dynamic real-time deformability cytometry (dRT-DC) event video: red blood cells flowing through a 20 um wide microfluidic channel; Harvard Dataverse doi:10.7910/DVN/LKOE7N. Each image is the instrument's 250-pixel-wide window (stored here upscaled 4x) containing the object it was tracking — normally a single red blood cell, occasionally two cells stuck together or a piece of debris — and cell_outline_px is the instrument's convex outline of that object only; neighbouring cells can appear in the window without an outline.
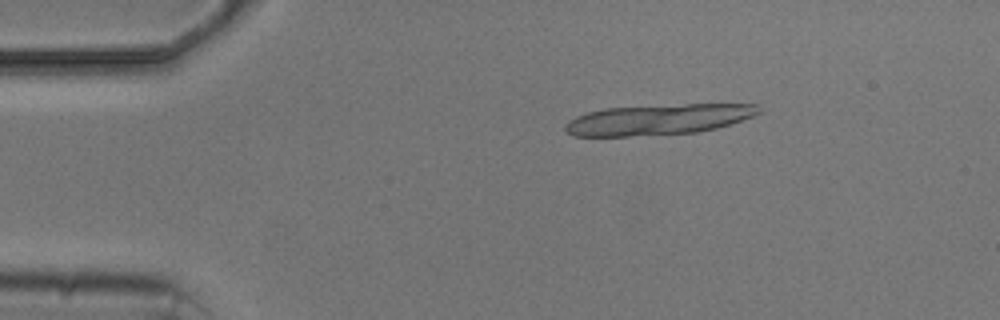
{"species": "common noctule bat (a hibernating species)", "species_latin": "Nyctalus noctula", "temperature_condition": "cold", "stored_images_in_passage": 7, "camera_frame_rate_fps": 3000, "um_per_image_px": 0.085, "animal": {"sex": "male", "body_mass_g": 20.5, "forearm_length_mm": 52.5}, "frame": {"image": 1, "passage_image": 3, "time_ms": 2.333, "image_size_px": [1000, 320], "cell_outline_px": [[764, 112], [716, 128], [696, 132], [628, 136], [572, 136], [564, 128], [564, 124], [576, 116], [588, 112], [604, 108], [684, 104], [760, 104]], "centroid_in_image_um": [55.97, 10.15], "position_along_channel_um": 29.0, "area_um2": 34.39}}